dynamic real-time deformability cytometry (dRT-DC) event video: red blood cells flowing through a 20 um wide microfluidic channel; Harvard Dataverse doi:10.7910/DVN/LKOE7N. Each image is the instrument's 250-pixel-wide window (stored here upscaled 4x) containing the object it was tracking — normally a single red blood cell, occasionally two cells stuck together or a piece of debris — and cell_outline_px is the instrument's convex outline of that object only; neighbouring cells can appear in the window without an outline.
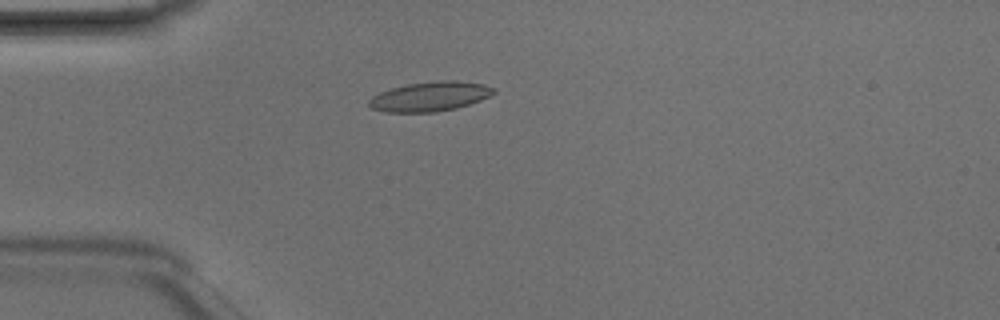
{"species": "Egyptian fruit bat (a non-hibernating species)", "species_latin": "Rousettus aegyptiacus", "temperature_condition": "room temperature", "stored_images_in_passage": 3, "camera_frame_rate_fps": 3000, "um_per_image_px": 0.085, "animal": {"sex": "male"}, "frame": {"image": 1, "passage_image": 3, "time_ms": 0.667, "image_size_px": [1000, 320], "cell_outline_px": [[496, 92], [480, 100], [456, 108], [436, 112], [384, 112], [372, 108], [368, 104], [368, 100], [372, 96], [380, 92], [392, 88], [408, 84], [444, 80], [456, 80], [484, 84], [496, 88]], "centroid_in_image_um": [36.55, 8.2], "position_along_channel_um": 48.5, "area_um2": 21.39}}